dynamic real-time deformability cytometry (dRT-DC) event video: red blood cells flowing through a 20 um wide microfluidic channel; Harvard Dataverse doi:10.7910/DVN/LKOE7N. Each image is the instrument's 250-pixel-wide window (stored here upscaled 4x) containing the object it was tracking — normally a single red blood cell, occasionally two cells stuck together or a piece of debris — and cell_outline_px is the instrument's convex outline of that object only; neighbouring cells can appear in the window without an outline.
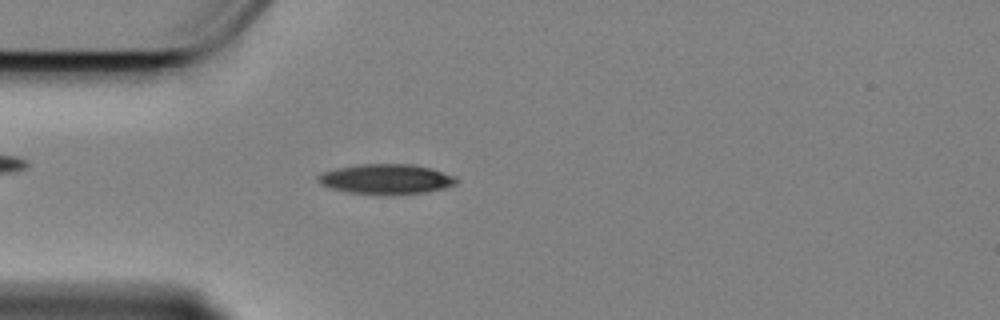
{"species": "Egyptian fruit bat (a non-hibernating species)", "species_latin": "Rousettus aegyptiacus", "temperature_condition": "cold", "stored_images_in_passage": 56, "camera_frame_rate_fps": 3000, "um_per_image_px": 0.085, "animal": {"sex": "female"}, "frame": {"image": 1, "passage_image": 14, "time_ms": 4.333, "image_size_px": [1000, 320], "cell_outline_px": [[456, 184], [444, 188], [424, 192], [392, 196], [348, 192], [332, 188], [320, 184], [316, 180], [316, 176], [324, 172], [336, 168], [360, 164], [412, 164], [428, 168], [456, 176]], "centroid_in_image_um": [32.79, 15.24], "position_along_channel_um": 52.2, "area_um2": 24.28}}
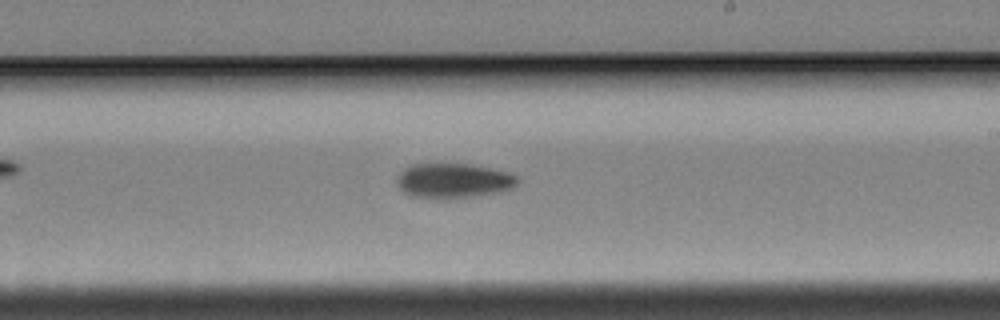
{"frame": {"image": 2, "passage_image": 32, "time_ms": 10.333, "image_size_px": [1000, 320], "cell_outline_px": [[520, 180], [512, 188], [500, 192], [448, 200], [412, 196], [404, 192], [400, 188], [396, 180], [400, 172], [404, 168], [412, 164], [464, 164], [488, 168], [508, 172], [516, 176]], "centroid_in_image_um": [38.53, 15.38], "position_along_channel_um": 250.5, "area_um2": 24.51}}
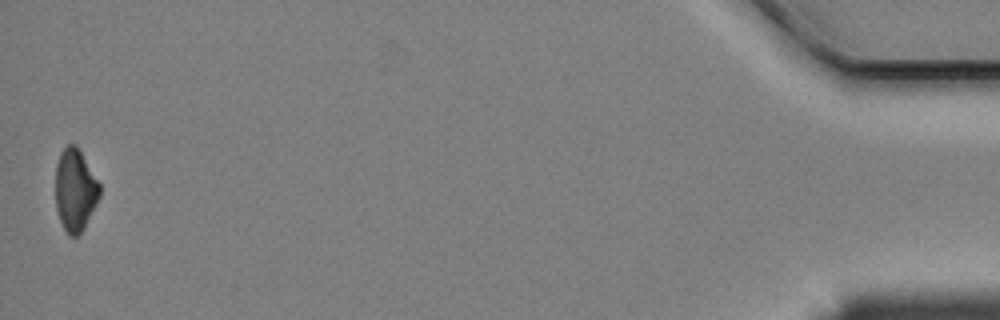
{"frame": {"image": 3, "passage_image": 56, "time_ms": 18.333, "image_size_px": [1000, 320], "cell_outline_px": [[100, 196], [84, 228], [76, 236], [68, 236], [60, 220], [56, 208], [56, 164], [60, 152], [68, 144], [76, 144], [100, 184]], "centroid_in_image_um": [6.38, 16.14], "position_along_channel_um": 428.8, "area_um2": 21.04}, "authors_computed_cell_mechanics": {"area_um2": 23.2645, "velocity_mm_per_s": 3.3953, "shape_relaxation_time_tau1_ms": 2.4701, "shape_relaxation_time_tau2_ms": null, "deformation_change_tau1": 0.1115, "deformation_change_tau2": null}}